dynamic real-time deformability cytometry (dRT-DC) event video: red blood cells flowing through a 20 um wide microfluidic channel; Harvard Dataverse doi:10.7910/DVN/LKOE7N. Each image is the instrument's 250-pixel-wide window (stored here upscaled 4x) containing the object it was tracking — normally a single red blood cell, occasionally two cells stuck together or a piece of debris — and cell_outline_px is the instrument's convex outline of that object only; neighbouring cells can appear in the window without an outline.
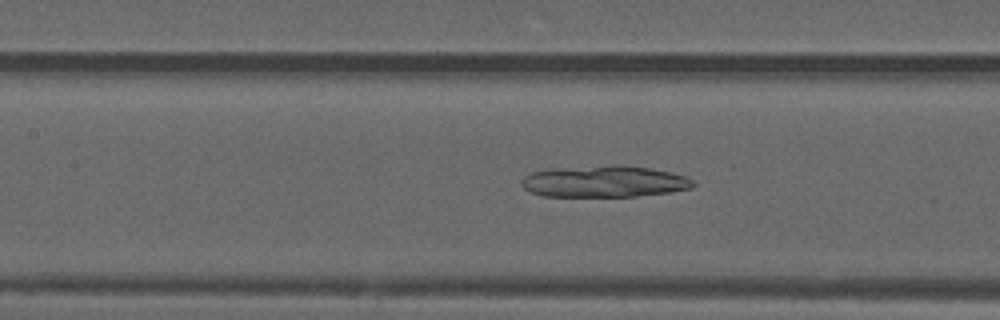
{"species": "common noctule bat (a hibernating species)", "species_latin": "Nyctalus noctula", "temperature_condition": "warm", "stored_images_in_passage": 44, "camera_frame_rate_fps": 3000, "um_per_image_px": 0.085, "animal": {"sex": "male", "forearm_length_mm": 52.5}, "frame": {"image": 1, "passage_image": 22, "time_ms": 7.0, "image_size_px": [1000, 320], "cell_outline_px": [[696, 184], [692, 188], [668, 192], [632, 196], [544, 196], [528, 192], [520, 184], [520, 180], [524, 176], [532, 172], [552, 168], [612, 164], [620, 164], [648, 168], [668, 172], [684, 176], [692, 180]], "centroid_in_image_um": [51.29, 15.41], "position_along_channel_um": 156.1, "area_um2": 31.67}}
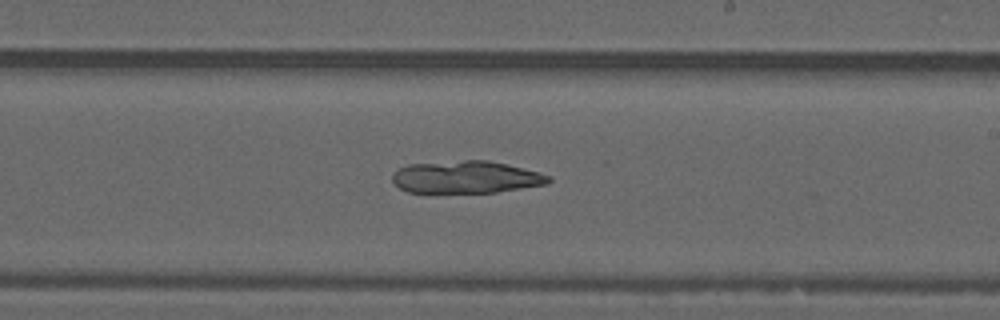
{"frame": {"image": 2, "passage_image": 29, "time_ms": 9.333, "image_size_px": [1000, 320], "cell_outline_px": [[552, 180], [548, 184], [496, 192], [408, 192], [400, 188], [392, 180], [392, 176], [400, 168], [408, 164], [464, 160], [488, 160], [552, 176]], "centroid_in_image_um": [39.62, 15.05], "position_along_channel_um": 249.4, "area_um2": 29.07}}
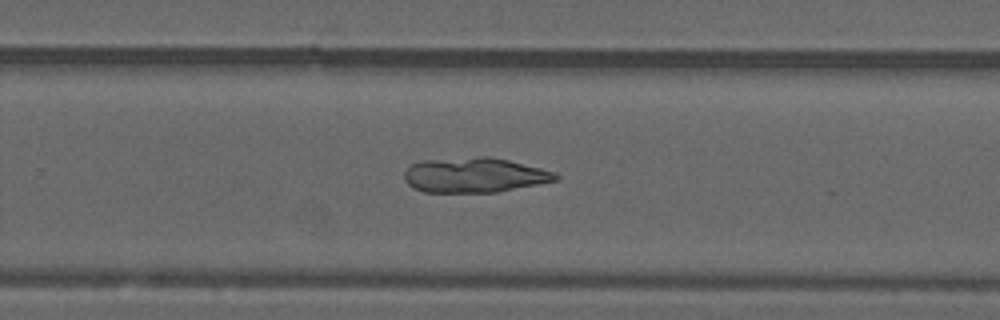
{"frame": {"image": 3, "passage_image": 32, "time_ms": 10.333, "image_size_px": [1000, 320], "cell_outline_px": [[560, 176], [556, 180], [496, 192], [424, 192], [408, 184], [404, 180], [404, 172], [412, 164], [424, 160], [480, 156], [488, 156], [508, 160], [556, 172]], "centroid_in_image_um": [40.31, 14.87], "position_along_channel_um": 289.5, "area_um2": 30.52}}